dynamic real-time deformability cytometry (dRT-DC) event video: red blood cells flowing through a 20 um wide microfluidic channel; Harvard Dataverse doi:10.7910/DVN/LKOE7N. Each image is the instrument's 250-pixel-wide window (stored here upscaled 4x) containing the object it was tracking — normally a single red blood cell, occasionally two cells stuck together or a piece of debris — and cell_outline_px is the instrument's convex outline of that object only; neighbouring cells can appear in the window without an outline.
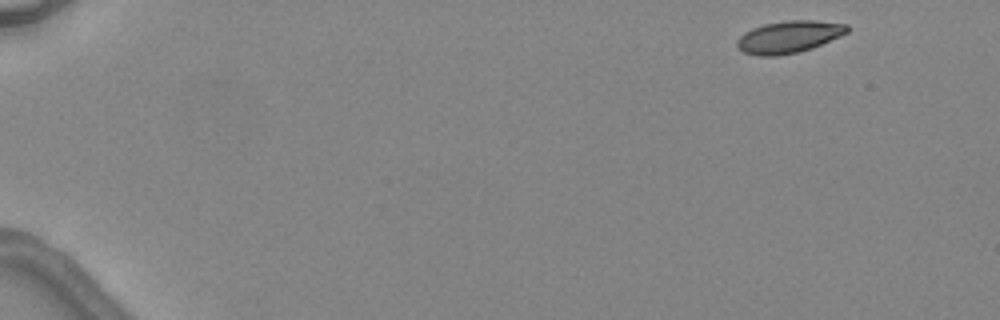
{"species": "common noctule bat (a hibernating species)", "species_latin": "Nyctalus noctula", "temperature_condition": "warm", "stored_images_in_passage": 5, "camera_frame_rate_fps": 3000, "um_per_image_px": 0.085, "animal": {"sex": "female", "body_mass_g": 24.6, "forearm_length_mm": 56.2}, "frame": {"image": 1, "passage_image": 1, "time_ms": 0.0, "image_size_px": [1000, 320], "cell_outline_px": [[848, 32], [840, 36], [812, 48], [800, 52], [776, 56], [756, 56], [744, 52], [736, 48], [736, 40], [744, 32], [752, 28], [764, 24], [788, 20], [816, 20], [848, 24]], "centroid_in_image_um": [67.03, 3.14], "position_along_channel_um": 18.0, "area_um2": 20.81}}
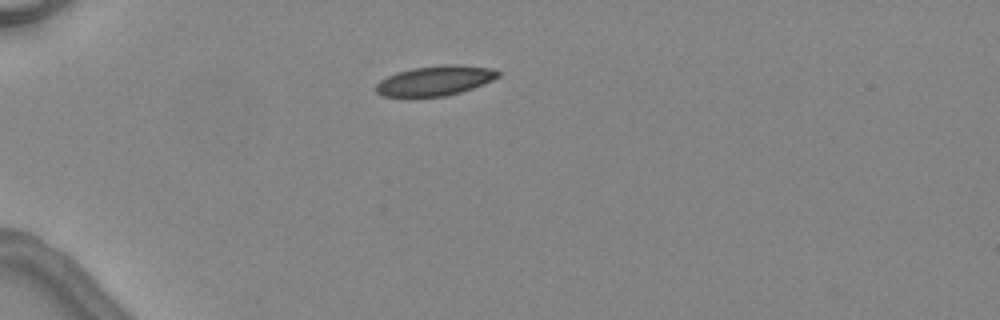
{"frame": {"image": 2, "passage_image": 4, "time_ms": 3.333, "image_size_px": [1000, 320], "cell_outline_px": [[500, 76], [484, 84], [460, 92], [444, 96], [412, 100], [408, 100], [380, 96], [376, 92], [376, 84], [380, 80], [396, 72], [412, 68], [444, 64], [456, 64], [492, 68], [500, 72]], "centroid_in_image_um": [36.9, 6.9], "position_along_channel_um": 48.1, "area_um2": 22.2}}